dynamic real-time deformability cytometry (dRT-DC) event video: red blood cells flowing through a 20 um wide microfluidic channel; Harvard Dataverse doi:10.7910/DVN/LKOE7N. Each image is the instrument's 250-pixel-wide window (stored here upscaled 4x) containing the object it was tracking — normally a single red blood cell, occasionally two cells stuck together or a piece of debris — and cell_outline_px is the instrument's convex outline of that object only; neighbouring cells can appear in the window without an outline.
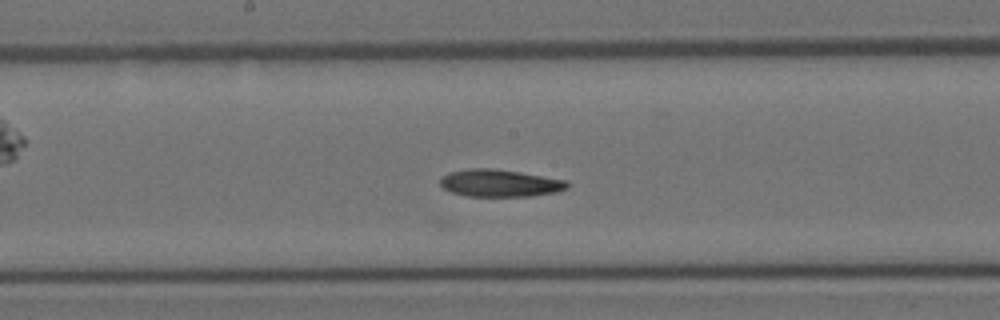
{"species": "Egyptian fruit bat (a non-hibernating species)", "species_latin": "Rousettus aegyptiacus", "temperature_condition": "room temperature", "stored_images_in_passage": 16, "camera_frame_rate_fps": 3000, "um_per_image_px": 0.085, "animal": {"sex": "female"}, "frame": {"image": 1, "passage_image": 10, "time_ms": 3.0, "image_size_px": [1000, 320], "cell_outline_px": [[568, 188], [556, 192], [532, 196], [468, 196], [452, 192], [444, 188], [440, 184], [440, 176], [448, 172], [468, 168], [492, 168], [520, 172], [568, 180]], "centroid_in_image_um": [42.48, 15.55], "position_along_channel_um": 205.7, "area_um2": 20.35}}
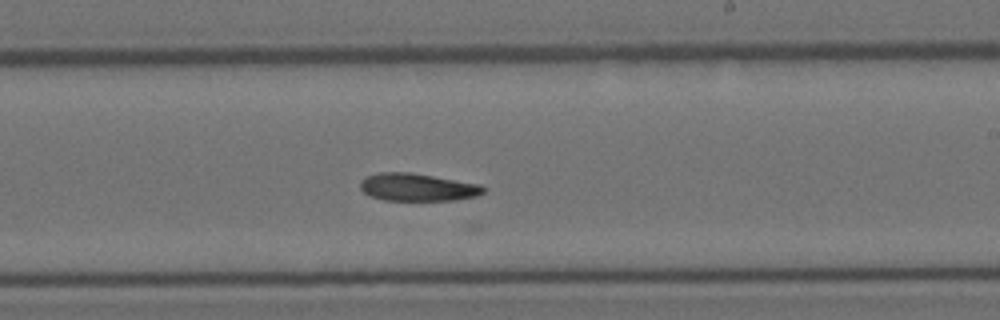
{"frame": {"image": 2, "passage_image": 12, "time_ms": 3.667, "image_size_px": [1000, 320], "cell_outline_px": [[488, 188], [484, 192], [476, 196], [456, 200], [384, 200], [372, 196], [364, 192], [360, 188], [360, 180], [368, 176], [380, 172], [408, 172], [480, 184]], "centroid_in_image_um": [35.51, 15.91], "position_along_channel_um": 253.5, "area_um2": 19.71}}
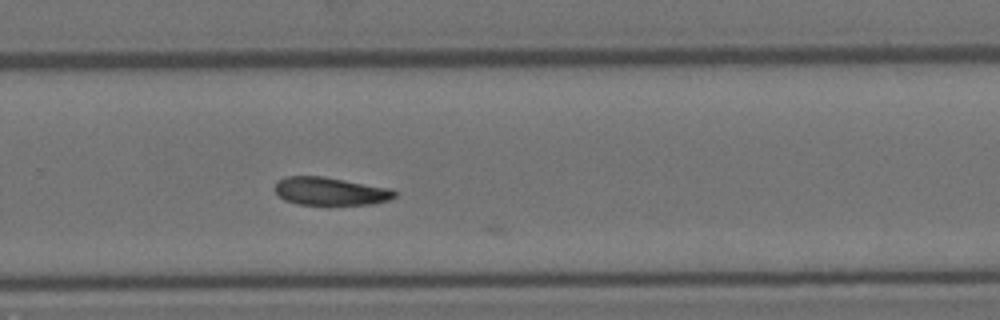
{"frame": {"image": 3, "passage_image": 14, "time_ms": 4.333, "image_size_px": [1000, 320], "cell_outline_px": [[396, 196], [388, 200], [372, 204], [296, 204], [284, 200], [276, 192], [276, 180], [284, 176], [324, 176], [392, 188], [396, 192]], "centroid_in_image_um": [28.08, 16.24], "position_along_channel_um": 301.7, "area_um2": 19.59}}